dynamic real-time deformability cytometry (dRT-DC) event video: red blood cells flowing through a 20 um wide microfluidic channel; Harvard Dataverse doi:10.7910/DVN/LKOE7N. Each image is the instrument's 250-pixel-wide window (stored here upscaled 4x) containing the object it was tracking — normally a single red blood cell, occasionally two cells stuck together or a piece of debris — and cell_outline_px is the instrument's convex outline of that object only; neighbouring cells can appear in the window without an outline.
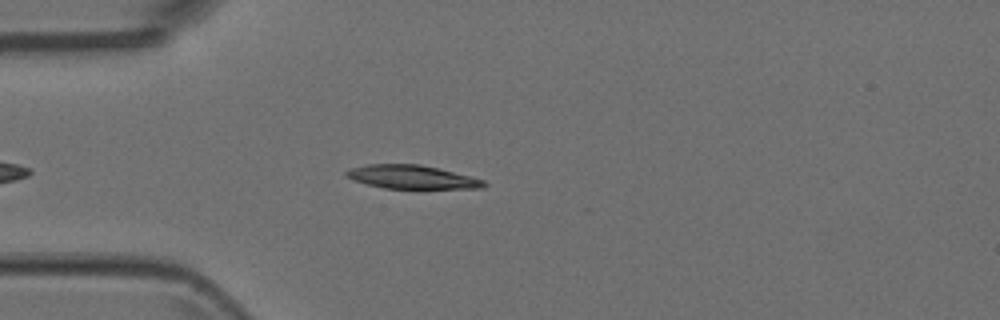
{"species": "Egyptian fruit bat (a non-hibernating species)", "species_latin": "Rousettus aegyptiacus", "temperature_condition": "room temperature", "stored_images_in_passage": 3, "camera_frame_rate_fps": 3000, "um_per_image_px": 0.085, "animal": {"sex": "female"}, "frame": {"image": 1, "passage_image": 3, "time_ms": 0.667, "image_size_px": [1000, 320], "cell_outline_px": [[488, 184], [484, 188], [384, 188], [368, 184], [344, 176], [344, 172], [352, 168], [368, 164], [420, 164], [472, 176], [484, 180]], "centroid_in_image_um": [35.04, 15.04], "position_along_channel_um": 50.0, "area_um2": 18.73}}